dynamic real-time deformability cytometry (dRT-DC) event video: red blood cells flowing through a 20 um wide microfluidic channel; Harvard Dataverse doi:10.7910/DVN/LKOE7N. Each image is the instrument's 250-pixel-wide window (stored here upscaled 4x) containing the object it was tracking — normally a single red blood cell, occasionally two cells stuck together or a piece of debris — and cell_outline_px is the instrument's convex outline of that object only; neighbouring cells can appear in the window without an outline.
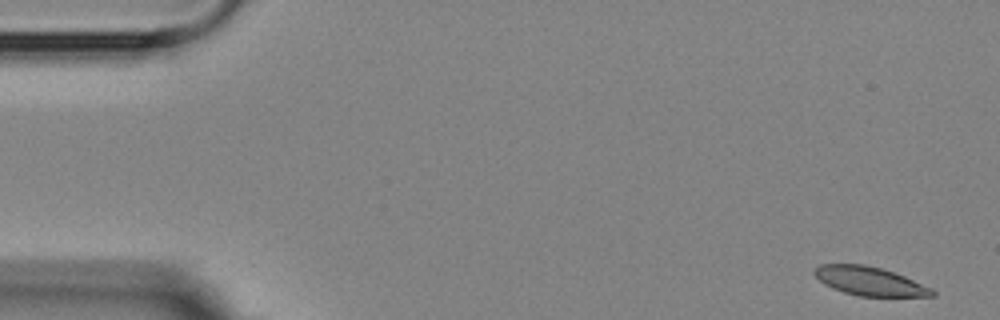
{"species": "Egyptian fruit bat (a non-hibernating species)", "species_latin": "Rousettus aegyptiacus", "temperature_condition": "room temperature", "stored_images_in_passage": 6, "camera_frame_rate_fps": 3000, "um_per_image_px": 0.085, "animal": {"sex": "female"}, "frame": {"image": 1, "passage_image": 1, "time_ms": 0.0, "image_size_px": [1000, 320], "cell_outline_px": [[936, 296], [860, 296], [844, 292], [832, 288], [824, 284], [812, 272], [812, 268], [820, 264], [864, 264], [880, 268], [904, 276], [932, 288], [936, 292]], "centroid_in_image_um": [73.89, 23.89], "position_along_channel_um": 11.1, "area_um2": 19.65}}